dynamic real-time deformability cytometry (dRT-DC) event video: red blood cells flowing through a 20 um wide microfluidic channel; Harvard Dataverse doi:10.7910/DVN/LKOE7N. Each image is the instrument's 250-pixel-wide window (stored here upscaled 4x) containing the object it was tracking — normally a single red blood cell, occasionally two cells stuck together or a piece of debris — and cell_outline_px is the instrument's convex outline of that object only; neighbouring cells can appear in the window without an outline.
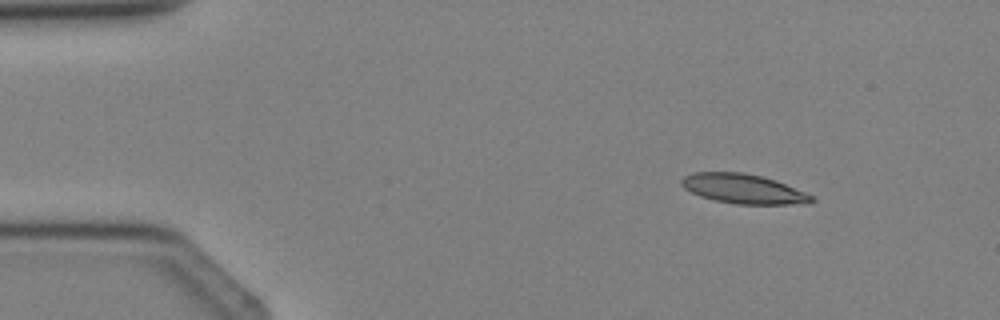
{"species": "Egyptian fruit bat (a non-hibernating species)", "species_latin": "Rousettus aegyptiacus", "temperature_condition": "cold", "stored_images_in_passage": 3, "camera_frame_rate_fps": 3000, "um_per_image_px": 0.085, "animal": {"sex": "female"}, "frame": {"image": 1, "passage_image": 2, "time_ms": 1.0, "image_size_px": [1000, 320], "cell_outline_px": [[816, 200], [808, 204], [736, 204], [716, 200], [700, 196], [684, 188], [680, 184], [680, 180], [684, 176], [692, 172], [744, 172], [776, 180], [816, 196]], "centroid_in_image_um": [63.23, 16.05], "position_along_channel_um": 21.8, "area_um2": 22.6}}